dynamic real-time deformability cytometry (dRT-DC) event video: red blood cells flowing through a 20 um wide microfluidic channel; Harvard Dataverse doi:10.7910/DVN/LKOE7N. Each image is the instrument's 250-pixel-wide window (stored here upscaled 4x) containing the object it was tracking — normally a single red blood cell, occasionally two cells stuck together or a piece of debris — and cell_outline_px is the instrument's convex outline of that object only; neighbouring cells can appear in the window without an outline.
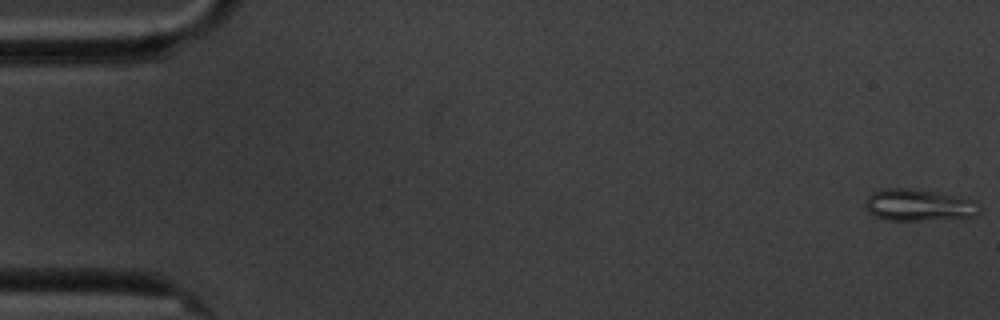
{"species": "common noctule bat (a hibernating species)", "species_latin": "Nyctalus noctula", "temperature_condition": "cold", "stored_images_in_passage": 7, "camera_frame_rate_fps": 3000, "um_per_image_px": 0.085, "animal": {"sex": "male", "body_mass_g": 20.1, "forearm_length_mm": 53.5}, "frame": {"image": 1, "passage_image": 1, "time_ms": 0.0, "image_size_px": [1000, 320], "cell_outline_px": [[980, 212], [976, 216], [920, 220], [888, 220], [876, 216], [868, 212], [864, 204], [868, 196], [872, 192], [888, 188], [904, 188], [936, 192], [976, 200], [980, 204]], "centroid_in_image_um": [78.1, 17.43], "position_along_channel_um": 6.9, "area_um2": 21.04}}
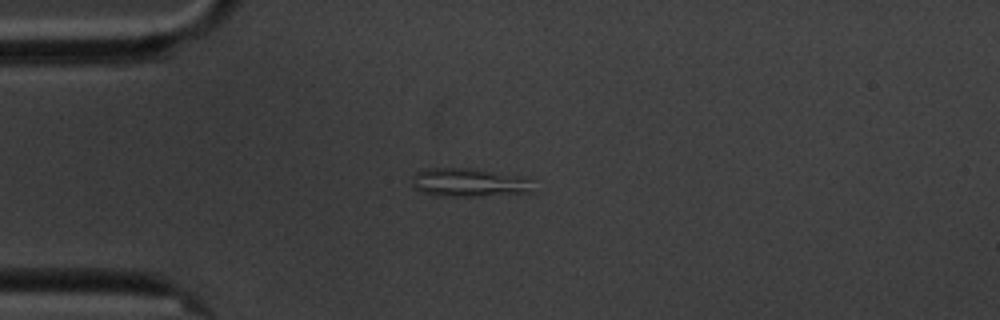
{"frame": {"image": 2, "passage_image": 5, "time_ms": 4.667, "image_size_px": [1000, 320], "cell_outline_px": [[532, 192], [480, 196], [436, 196], [420, 192], [416, 188], [412, 176], [416, 172], [424, 168], [468, 168], [516, 176], [532, 180]], "centroid_in_image_um": [39.81, 15.52], "position_along_channel_um": 45.2, "area_um2": 19.88}}
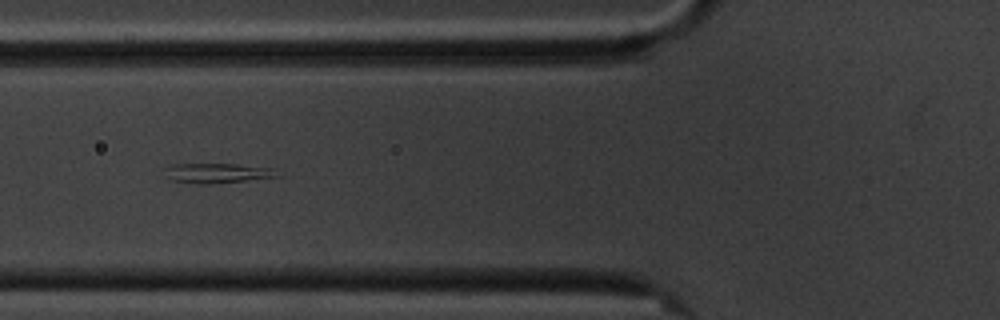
{"frame": {"image": 3, "passage_image": 7, "time_ms": 7.0, "image_size_px": [1000, 320], "cell_outline_px": [[276, 176], [248, 180], [208, 184], [200, 184], [172, 180], [164, 168], [172, 164], [236, 164], [276, 168]], "centroid_in_image_um": [18.47, 14.7], "position_along_channel_um": 107.3, "area_um2": 12.72}}